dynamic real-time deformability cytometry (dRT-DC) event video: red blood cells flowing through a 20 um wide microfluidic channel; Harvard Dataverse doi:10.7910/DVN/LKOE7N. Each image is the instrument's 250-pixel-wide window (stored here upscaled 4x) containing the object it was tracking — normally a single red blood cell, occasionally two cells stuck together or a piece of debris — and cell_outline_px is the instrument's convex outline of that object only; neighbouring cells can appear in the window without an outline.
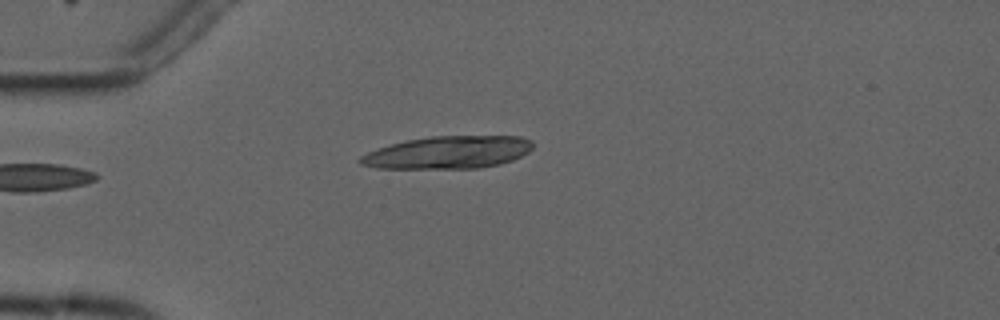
{"species": "common noctule bat (a hibernating species)", "species_latin": "Nyctalus noctula", "temperature_condition": "cold", "stored_images_in_passage": 2, "camera_frame_rate_fps": 3000, "um_per_image_px": 0.085, "animal": {"sex": "male", "forearm_length_mm": 52.5}, "frame": {"image": 1, "passage_image": 2, "time_ms": 1.0, "image_size_px": [1000, 320], "cell_outline_px": [[532, 148], [528, 152], [512, 160], [500, 164], [480, 168], [376, 168], [360, 164], [356, 160], [360, 156], [376, 148], [408, 140], [432, 136], [520, 136], [532, 140]], "centroid_in_image_um": [38.07, 12.95], "position_along_channel_um": 46.9, "area_um2": 32.71}}